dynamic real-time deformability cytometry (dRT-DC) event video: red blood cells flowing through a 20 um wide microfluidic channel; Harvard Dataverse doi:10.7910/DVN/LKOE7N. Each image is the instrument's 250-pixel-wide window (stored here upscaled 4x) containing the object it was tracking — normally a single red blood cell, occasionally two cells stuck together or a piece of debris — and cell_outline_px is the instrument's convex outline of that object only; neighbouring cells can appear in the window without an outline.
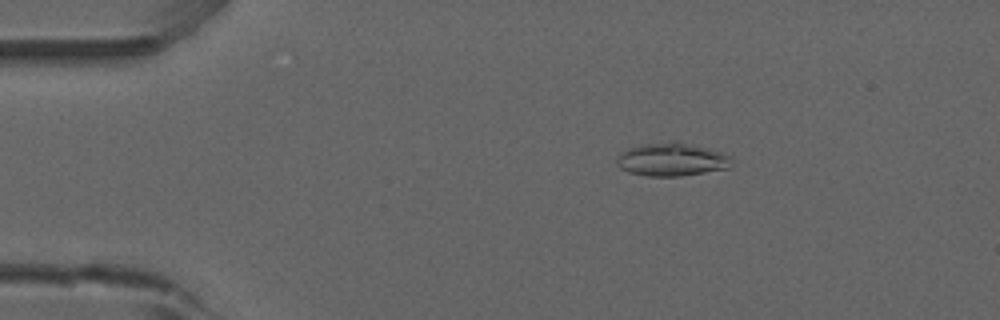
{"species": "common noctule bat (a hibernating species)", "species_latin": "Nyctalus noctula", "temperature_condition": "room temperature", "stored_images_in_passage": 45, "camera_frame_rate_fps": 3000, "um_per_image_px": 0.085, "animal": {"sex": "male", "forearm_length_mm": 52.5}, "frame": {"image": 1, "passage_image": 2, "time_ms": 0.333, "image_size_px": [1000, 320], "cell_outline_px": [[732, 156], [728, 168], [680, 176], [648, 176], [628, 172], [620, 168], [616, 164], [616, 160], [620, 152], [628, 148], [644, 144], [672, 140], [676, 140], [724, 152]], "centroid_in_image_um": [57.08, 13.54], "position_along_channel_um": 27.9, "area_um2": 22.43}}
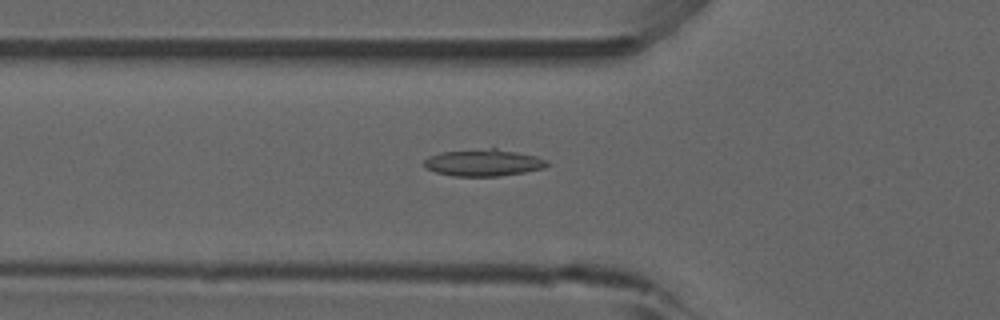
{"frame": {"image": 2, "passage_image": 11, "time_ms": 3.333, "image_size_px": [1000, 320], "cell_outline_px": [[548, 164], [544, 168], [524, 172], [496, 176], [452, 176], [436, 172], [424, 168], [424, 160], [428, 156], [440, 152], [492, 148], [496, 148], [536, 156], [548, 160]], "centroid_in_image_um": [41.06, 13.83], "position_along_channel_um": 84.7, "area_um2": 19.19}}
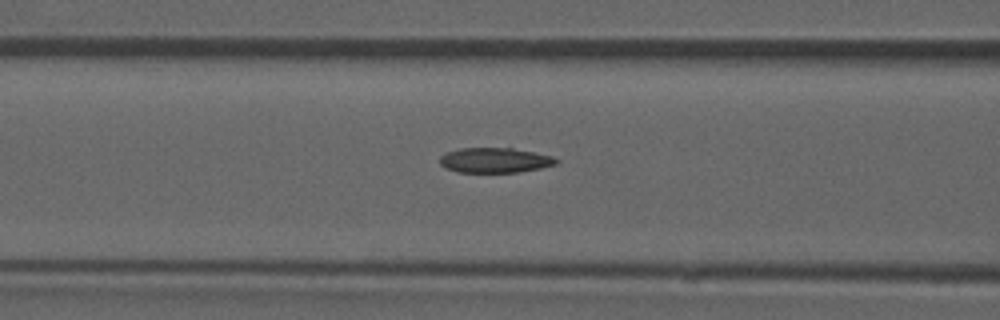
{"frame": {"image": 3, "passage_image": 14, "time_ms": 4.333, "image_size_px": [1000, 320], "cell_outline_px": [[560, 160], [556, 164], [540, 168], [520, 172], [456, 172], [440, 164], [440, 156], [444, 152], [460, 148], [512, 148], [552, 156]], "centroid_in_image_um": [42.05, 13.62], "position_along_channel_um": 124.6, "area_um2": 16.94}, "authors_computed_cell_mechanics": {"area_um2": 17.2822, "velocity_mm_per_s": 3.909, "shape_relaxation_time_tau1_ms": null, "shape_relaxation_time_tau2_ms": 3.4435, "deformation_change_tau1": null, "deformation_change_tau2": 0.1076}}